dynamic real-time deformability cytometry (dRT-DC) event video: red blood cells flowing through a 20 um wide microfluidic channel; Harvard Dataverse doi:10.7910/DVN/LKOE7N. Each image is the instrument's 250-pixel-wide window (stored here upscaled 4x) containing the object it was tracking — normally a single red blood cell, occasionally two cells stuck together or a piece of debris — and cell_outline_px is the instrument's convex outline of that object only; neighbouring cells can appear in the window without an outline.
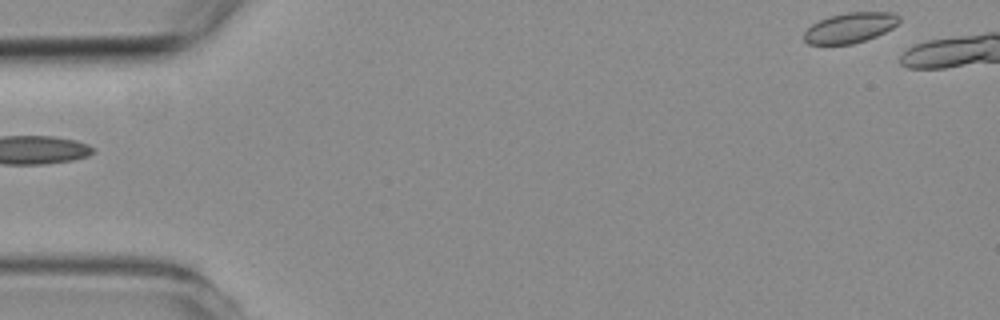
{"species": "common noctule bat (a hibernating species)", "species_latin": "Nyctalus noctula", "temperature_condition": "room temperature", "stored_images_in_passage": 4, "camera_frame_rate_fps": 3000, "um_per_image_px": 0.085, "animal": {"sex": "female", "body_mass_g": 19.3, "forearm_length_mm": 54.1}, "frame": {"image": 1, "passage_image": 1, "time_ms": 0.0, "image_size_px": [1000, 320], "cell_outline_px": [[900, 20], [892, 28], [876, 36], [852, 44], [808, 44], [804, 40], [804, 32], [812, 24], [828, 16], [848, 12], [892, 12], [900, 16]], "centroid_in_image_um": [72.25, 2.35], "position_along_channel_um": 12.8, "area_um2": 16.65}}